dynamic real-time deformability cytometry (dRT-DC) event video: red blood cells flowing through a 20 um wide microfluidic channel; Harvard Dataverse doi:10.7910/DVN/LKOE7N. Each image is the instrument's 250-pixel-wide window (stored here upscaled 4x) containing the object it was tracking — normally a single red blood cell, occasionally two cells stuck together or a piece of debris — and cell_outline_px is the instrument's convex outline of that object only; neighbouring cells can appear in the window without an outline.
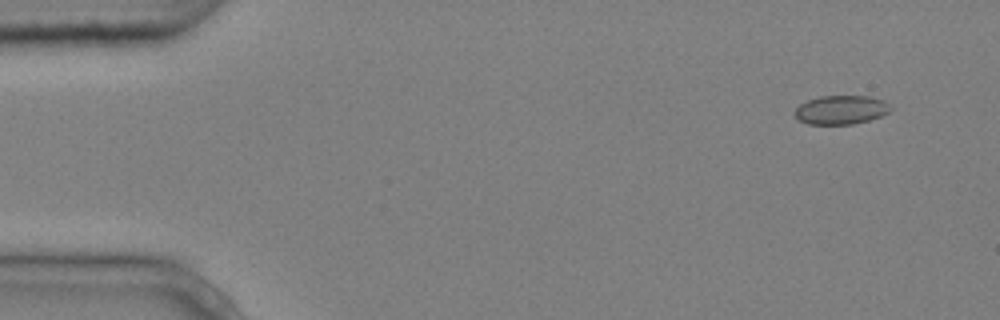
{"species": "common noctule bat (a hibernating species)", "species_latin": "Nyctalus noctula", "temperature_condition": "cold", "stored_images_in_passage": 6, "camera_frame_rate_fps": 3000, "um_per_image_px": 0.085, "animal": {"sex": "male", "body_mass_g": 20.4}, "frame": {"image": 1, "passage_image": 2, "time_ms": 0.333, "image_size_px": [1000, 320], "cell_outline_px": [[892, 108], [888, 112], [880, 116], [868, 120], [852, 124], [808, 124], [800, 120], [792, 112], [800, 104], [808, 100], [820, 96], [872, 96], [884, 100]], "centroid_in_image_um": [71.48, 9.33], "position_along_channel_um": 13.5, "area_um2": 16.07}}
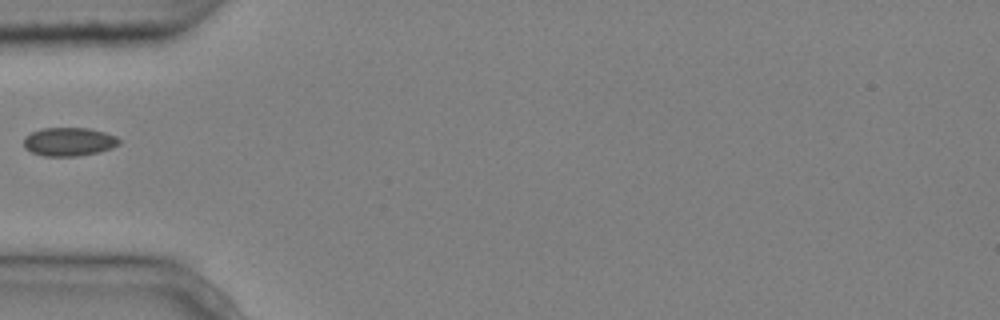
{"frame": {"image": 2, "passage_image": 5, "time_ms": 1.333, "image_size_px": [1000, 320], "cell_outline_px": [[120, 144], [112, 148], [96, 152], [76, 156], [44, 156], [32, 152], [24, 148], [24, 136], [32, 132], [44, 128], [88, 128], [104, 132], [116, 136], [120, 140]], "centroid_in_image_um": [5.85, 12.04], "position_along_channel_um": 79.1, "area_um2": 15.78}}
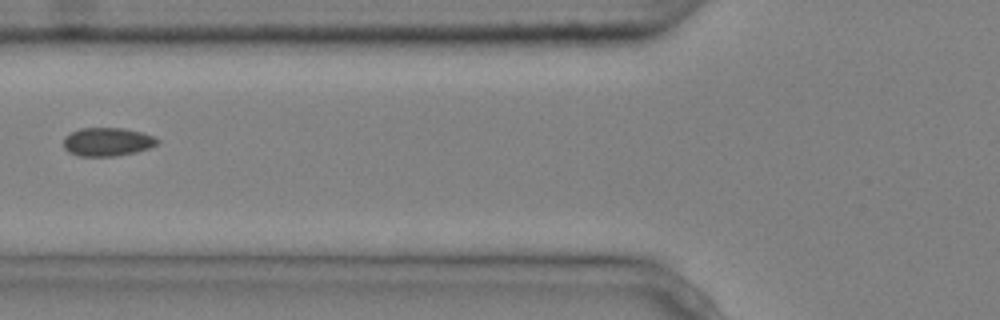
{"frame": {"image": 3, "passage_image": 6, "time_ms": 1.667, "image_size_px": [1000, 320], "cell_outline_px": [[160, 140], [156, 144], [148, 148], [136, 152], [116, 156], [80, 156], [68, 152], [64, 148], [64, 136], [80, 128], [124, 128], [140, 132], [152, 136]], "centroid_in_image_um": [9.1, 12.06], "position_along_channel_um": 116.7, "area_um2": 15.49}}